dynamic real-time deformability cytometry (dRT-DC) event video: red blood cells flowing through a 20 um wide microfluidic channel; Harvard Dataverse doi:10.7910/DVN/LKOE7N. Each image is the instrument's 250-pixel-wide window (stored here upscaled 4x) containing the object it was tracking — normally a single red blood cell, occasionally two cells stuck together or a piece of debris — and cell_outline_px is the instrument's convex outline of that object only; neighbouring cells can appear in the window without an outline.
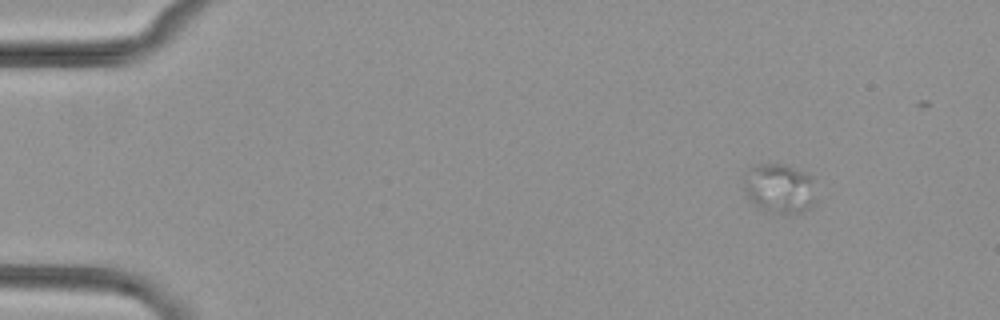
{"species": "common noctule bat (a hibernating species)", "species_latin": "Nyctalus noctula", "temperature_condition": "cold", "stored_images_in_passage": 4, "camera_frame_rate_fps": 3000, "um_per_image_px": 0.085, "animal": {"sex": "female", "body_mass_g": 29.2, "forearm_length_mm": 56.3}, "frame": {"image": 1, "passage_image": 1, "time_ms": 0.0, "image_size_px": [1000, 320], "cell_outline_px": [[812, 204], [804, 212], [764, 212], [756, 208], [752, 204], [744, 188], [744, 172], [748, 168], [756, 164], [784, 164], [804, 172], [812, 176]], "centroid_in_image_um": [66.16, 16.0], "position_along_channel_um": 18.8, "area_um2": 20.69}}
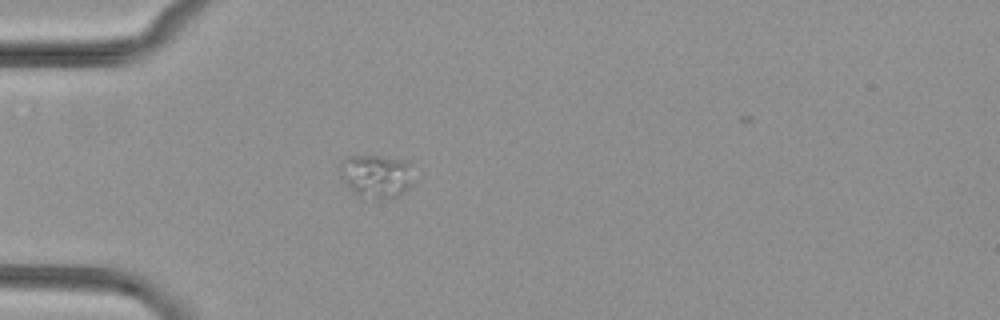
{"frame": {"image": 2, "passage_image": 4, "time_ms": 3.333, "image_size_px": [1000, 320], "cell_outline_px": [[408, 188], [400, 196], [376, 200], [360, 196], [352, 192], [348, 188], [340, 176], [340, 160], [344, 156], [380, 156], [408, 160]], "centroid_in_image_um": [31.88, 14.97], "position_along_channel_um": 53.1, "area_um2": 18.44}}